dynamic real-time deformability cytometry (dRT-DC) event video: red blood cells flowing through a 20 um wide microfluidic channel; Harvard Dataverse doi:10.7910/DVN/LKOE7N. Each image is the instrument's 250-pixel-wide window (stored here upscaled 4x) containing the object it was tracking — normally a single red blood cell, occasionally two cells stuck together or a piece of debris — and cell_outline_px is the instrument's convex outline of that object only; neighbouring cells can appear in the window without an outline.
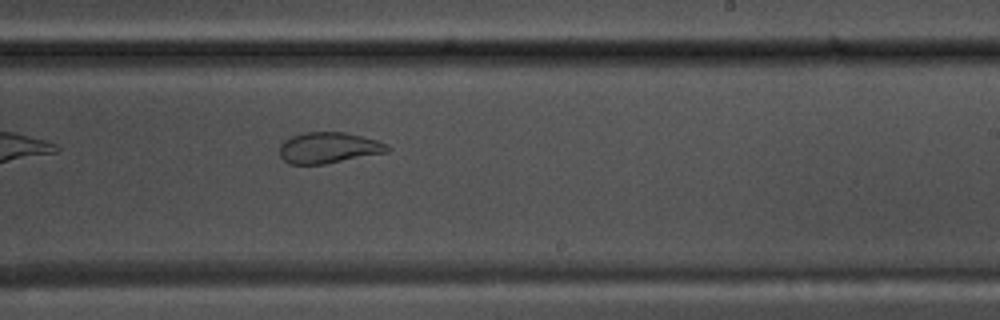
{"species": "common noctule bat (a hibernating species)", "species_latin": "Nyctalus noctula", "temperature_condition": "warm", "stored_images_in_passage": 37, "camera_frame_rate_fps": 3000, "um_per_image_px": 0.085, "animal": {"sex": "male", "body_mass_g": 17.5, "forearm_length_mm": 52.3}, "frame": {"image": 1, "passage_image": 16, "time_ms": 5.0, "image_size_px": [1000, 320], "cell_outline_px": [[392, 148], [388, 152], [324, 164], [288, 164], [280, 156], [280, 144], [284, 140], [292, 136], [304, 132], [344, 132], [376, 140], [388, 144]], "centroid_in_image_um": [27.93, 12.56], "position_along_channel_um": 261.1, "area_um2": 19.48}}
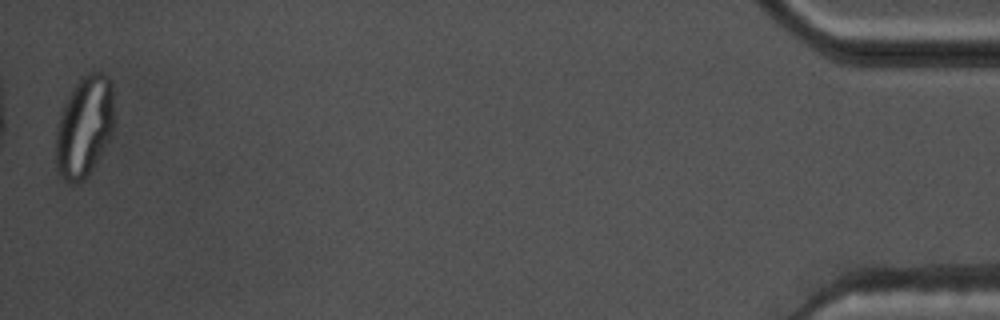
{"frame": {"image": 2, "passage_image": 37, "time_ms": 12.0, "image_size_px": [1000, 320], "cell_outline_px": [[116, 124], [108, 140], [92, 168], [80, 180], [72, 184], [68, 184], [56, 168], [56, 128], [60, 116], [76, 84], [84, 76], [92, 72], [100, 72], [108, 76], [112, 80]], "centroid_in_image_um": [7.21, 10.73], "position_along_channel_um": 428.0, "area_um2": 33.99}}